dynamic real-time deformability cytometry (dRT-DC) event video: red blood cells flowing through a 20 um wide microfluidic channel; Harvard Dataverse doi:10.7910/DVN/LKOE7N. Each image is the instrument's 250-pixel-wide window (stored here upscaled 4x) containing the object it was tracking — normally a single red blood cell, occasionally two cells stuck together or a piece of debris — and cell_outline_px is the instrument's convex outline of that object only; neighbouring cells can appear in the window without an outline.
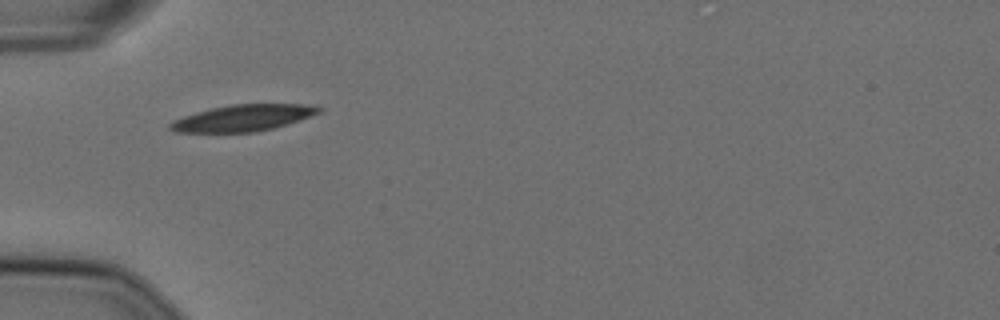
{"species": "Egyptian fruit bat (a non-hibernating species)", "species_latin": "Rousettus aegyptiacus", "temperature_condition": "cold", "stored_images_in_passage": 33, "camera_frame_rate_fps": 3000, "um_per_image_px": 0.085, "animal": {"sex": "female"}, "frame": {"image": 1, "passage_image": 1, "time_ms": 0.0, "image_size_px": [1000, 320], "cell_outline_px": [[324, 108], [320, 112], [300, 120], [288, 124], [256, 132], [176, 132], [168, 128], [168, 124], [172, 120], [196, 112], [212, 108], [232, 104], [308, 104]], "centroid_in_image_um": [20.66, 10.02], "position_along_channel_um": 64.3, "area_um2": 22.89}}
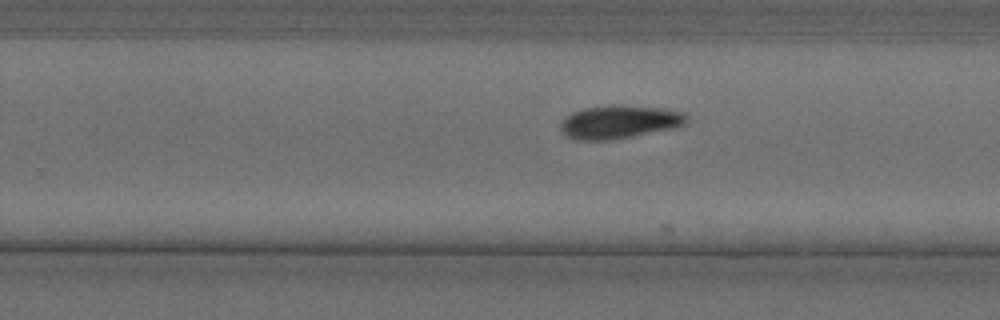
{"frame": {"image": 2, "passage_image": 19, "time_ms": 6.0, "image_size_px": [1000, 320], "cell_outline_px": [[688, 120], [684, 124], [672, 128], [612, 140], [580, 140], [568, 136], [560, 132], [560, 120], [572, 112], [584, 108], [612, 104], [656, 108], [684, 112], [688, 116]], "centroid_in_image_um": [52.59, 10.36], "position_along_channel_um": 277.2, "area_um2": 24.33}}
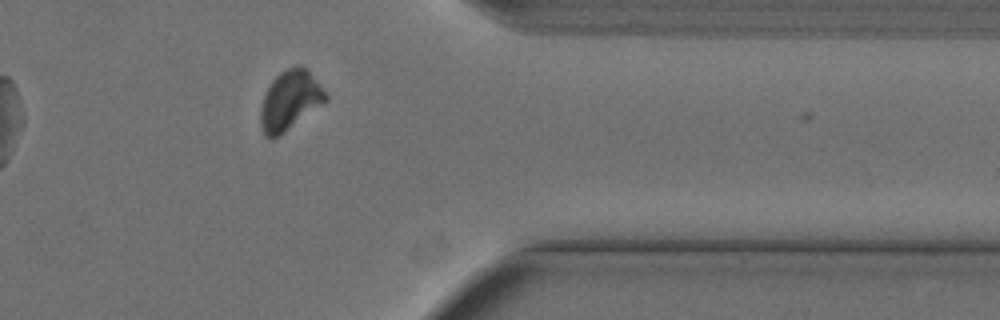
{"frame": {"image": 3, "passage_image": 29, "time_ms": 9.333, "image_size_px": [1000, 320], "cell_outline_px": [[328, 100], [284, 132], [272, 140], [264, 136], [260, 124], [260, 112], [264, 92], [272, 80], [280, 72], [288, 68], [300, 64], [308, 68], [328, 96]], "centroid_in_image_um": [24.63, 8.52], "position_along_channel_um": 386.8, "area_um2": 22.66}, "authors_computed_cell_mechanics": {"area_um2": 23.698, "velocity_mm_per_s": 3.5941, "shape_relaxation_time_tau1_ms": 4.52, "shape_relaxation_time_tau2_ms": null, "deformation_change_tau1": 0.1235, "deformation_change_tau2": null}}